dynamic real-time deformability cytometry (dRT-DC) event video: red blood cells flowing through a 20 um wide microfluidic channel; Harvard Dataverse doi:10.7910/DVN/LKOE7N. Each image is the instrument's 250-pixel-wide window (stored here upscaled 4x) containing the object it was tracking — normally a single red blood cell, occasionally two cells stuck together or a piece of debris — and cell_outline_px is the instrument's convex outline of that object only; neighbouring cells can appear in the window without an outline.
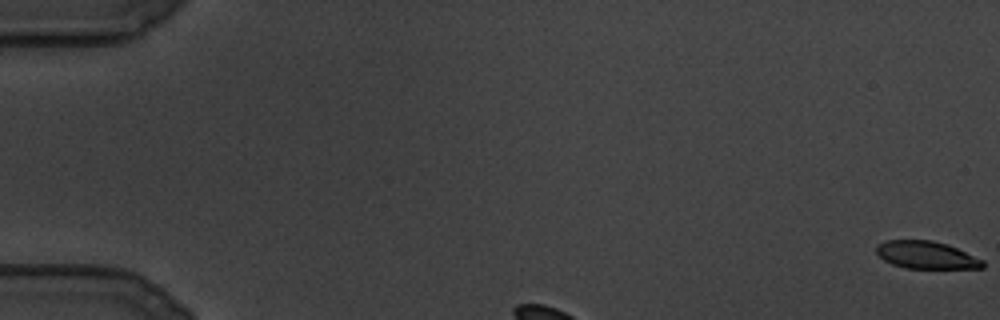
{"species": "common noctule bat (a hibernating species)", "species_latin": "Nyctalus noctula", "temperature_condition": "cold", "stored_images_in_passage": 12, "camera_frame_rate_fps": 3000, "um_per_image_px": 0.085, "animal": {"sex": "male", "body_mass_g": 19.5, "forearm_length_mm": 54.6}, "frame": {"image": 1, "passage_image": 1, "time_ms": 0.0, "image_size_px": [1000, 320], "cell_outline_px": [[984, 268], [904, 268], [892, 264], [884, 260], [876, 252], [876, 244], [888, 240], [932, 240], [948, 244], [984, 260]], "centroid_in_image_um": [78.73, 21.67], "position_along_channel_um": 6.3, "area_um2": 17.11}}